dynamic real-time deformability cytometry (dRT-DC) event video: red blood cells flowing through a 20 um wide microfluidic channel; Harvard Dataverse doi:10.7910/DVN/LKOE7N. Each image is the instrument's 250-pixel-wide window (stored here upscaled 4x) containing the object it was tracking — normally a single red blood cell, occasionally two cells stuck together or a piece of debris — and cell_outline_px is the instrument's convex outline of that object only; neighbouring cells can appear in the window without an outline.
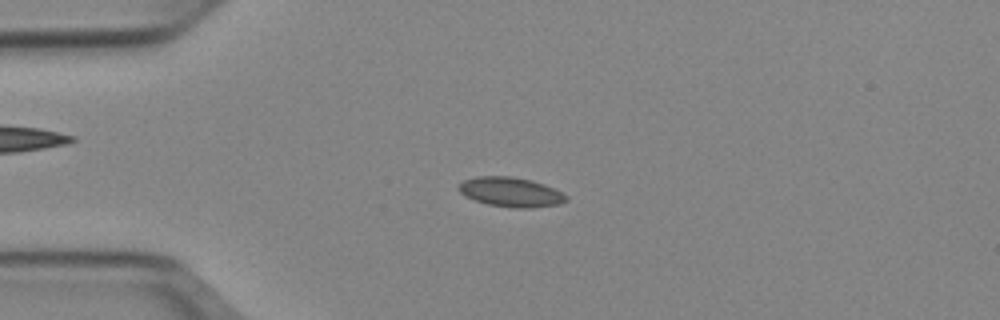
{"species": "Egyptian fruit bat (a non-hibernating species)", "species_latin": "Rousettus aegyptiacus", "temperature_condition": "cold", "stored_images_in_passage": 51, "camera_frame_rate_fps": 3000, "um_per_image_px": 0.085, "animal": {"sex": "female"}, "frame": {"image": 1, "passage_image": 12, "time_ms": 3.667, "image_size_px": [1000, 320], "cell_outline_px": [[568, 200], [560, 204], [532, 208], [516, 208], [488, 204], [464, 196], [456, 188], [464, 180], [476, 176], [512, 176], [532, 180], [544, 184], [568, 196]], "centroid_in_image_um": [43.41, 16.32], "position_along_channel_um": 41.6, "area_um2": 18.55}}
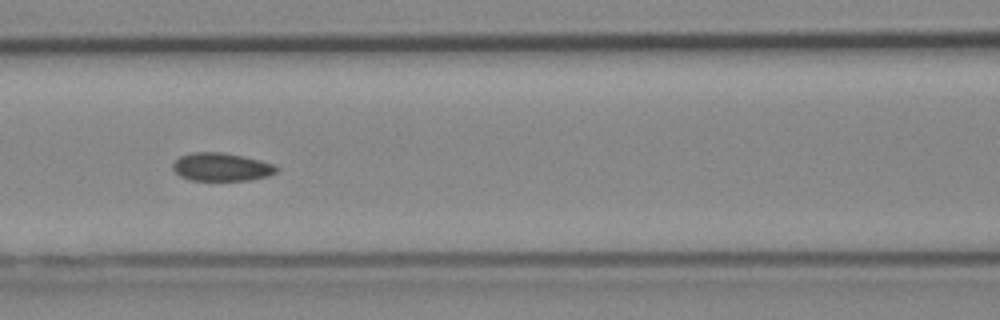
{"frame": {"image": 2, "passage_image": 22, "time_ms": 7.0, "image_size_px": [1000, 320], "cell_outline_px": [[280, 168], [276, 172], [268, 176], [248, 180], [188, 180], [180, 176], [172, 168], [172, 164], [180, 156], [192, 152], [224, 152], [244, 156], [276, 164]], "centroid_in_image_um": [18.84, 14.18], "position_along_channel_um": 147.8, "area_um2": 17.17}}
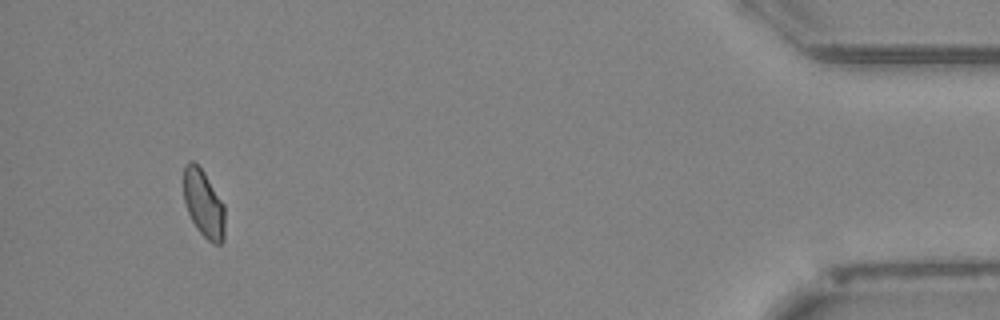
{"frame": {"image": 3, "passage_image": 48, "time_ms": 15.667, "image_size_px": [1000, 320], "cell_outline_px": [[224, 240], [220, 244], [212, 244], [196, 228], [188, 212], [184, 200], [184, 164], [188, 160], [192, 160], [204, 172], [224, 204]], "centroid_in_image_um": [17.31, 17.31], "position_along_channel_um": 417.9, "area_um2": 16.18}, "authors_computed_cell_mechanics": {"area_um2": 17.051, "velocity_mm_per_s": 3.9373, "shape_relaxation_time_tau1_ms": null, "shape_relaxation_time_tau2_ms": 2.9752, "deformation_change_tau1": null, "deformation_change_tau2": 0.0538}}